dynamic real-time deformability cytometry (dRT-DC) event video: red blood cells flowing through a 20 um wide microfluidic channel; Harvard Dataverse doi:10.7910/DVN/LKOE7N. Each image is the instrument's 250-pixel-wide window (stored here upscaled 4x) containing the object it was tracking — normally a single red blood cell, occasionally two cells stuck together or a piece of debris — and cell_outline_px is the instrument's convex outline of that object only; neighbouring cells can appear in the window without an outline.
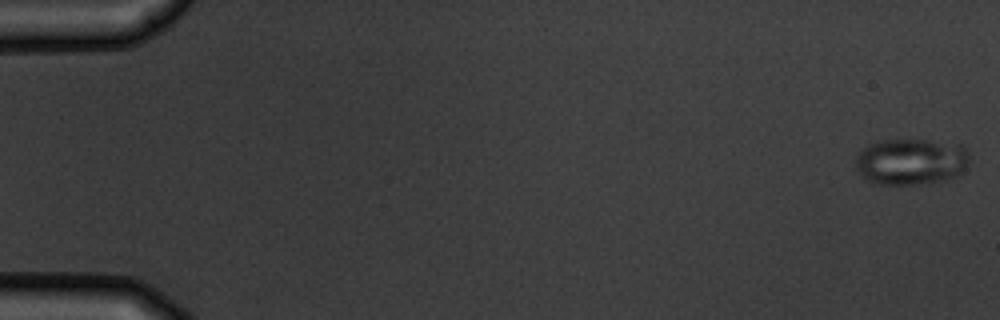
{"species": "common noctule bat (a hibernating species)", "species_latin": "Nyctalus noctula", "temperature_condition": "warm", "stored_images_in_passage": 7, "camera_frame_rate_fps": 3000, "um_per_image_px": 0.085, "animal": {"sex": "male", "body_mass_g": 19.5, "forearm_length_mm": 54.6}, "frame": {"image": 1, "passage_image": 1, "time_ms": 0.0, "image_size_px": [1000, 320], "cell_outline_px": [[968, 160], [964, 168], [956, 176], [944, 180], [920, 184], [872, 184], [856, 168], [856, 156], [864, 148], [880, 140], [928, 140], [960, 144], [968, 152]], "centroid_in_image_um": [77.43, 13.73], "position_along_channel_um": 7.6, "area_um2": 30.46}}